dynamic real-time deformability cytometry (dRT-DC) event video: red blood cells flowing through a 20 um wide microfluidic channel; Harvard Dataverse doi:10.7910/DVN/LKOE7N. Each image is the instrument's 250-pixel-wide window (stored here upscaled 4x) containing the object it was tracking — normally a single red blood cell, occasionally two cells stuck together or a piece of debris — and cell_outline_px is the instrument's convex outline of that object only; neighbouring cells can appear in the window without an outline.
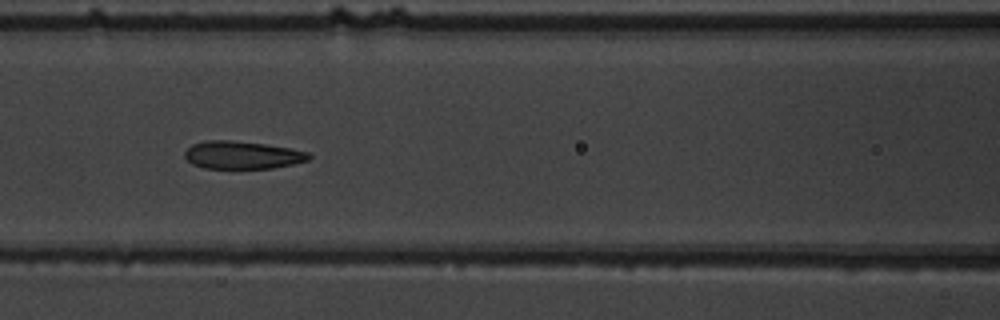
{"species": "common noctule bat (a hibernating species)", "species_latin": "Nyctalus noctula", "temperature_condition": "warm", "stored_images_in_passage": 13, "segment_of_instrument_passage": [1, 2], "camera_frame_rate_fps": 3000, "um_per_image_px": 0.085, "animal": {"sex": "male", "body_mass_g": 19.5, "forearm_length_mm": 54.6}, "frame": {"image": 1, "passage_image": 6, "time_ms": 6.667, "image_size_px": [1000, 320], "cell_outline_px": [[312, 156], [308, 160], [292, 164], [272, 168], [204, 168], [192, 164], [184, 156], [184, 152], [192, 144], [204, 140], [232, 140], [264, 144], [292, 148], [308, 152]], "centroid_in_image_um": [20.58, 13.17], "position_along_channel_um": 146.0, "area_um2": 20.11}}
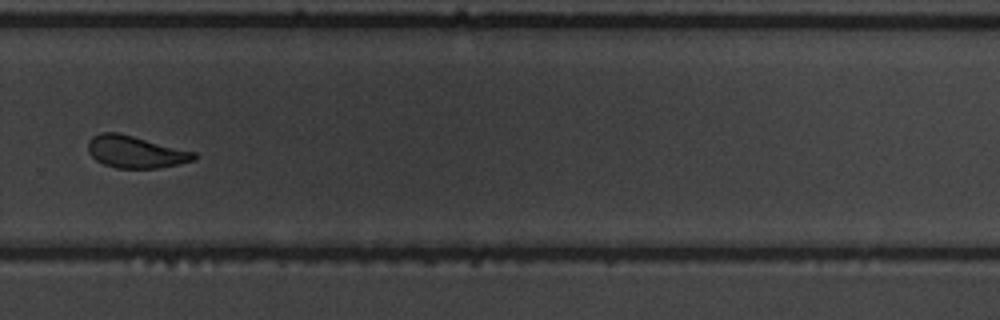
{"frame": {"image": 2, "passage_image": 10, "time_ms": 11.333, "image_size_px": [1000, 320], "cell_outline_px": [[196, 160], [156, 168], [116, 168], [104, 164], [96, 160], [88, 152], [88, 140], [92, 136], [100, 132], [120, 132], [196, 152]], "centroid_in_image_um": [11.5, 12.89], "position_along_channel_um": 318.3, "area_um2": 19.94}}
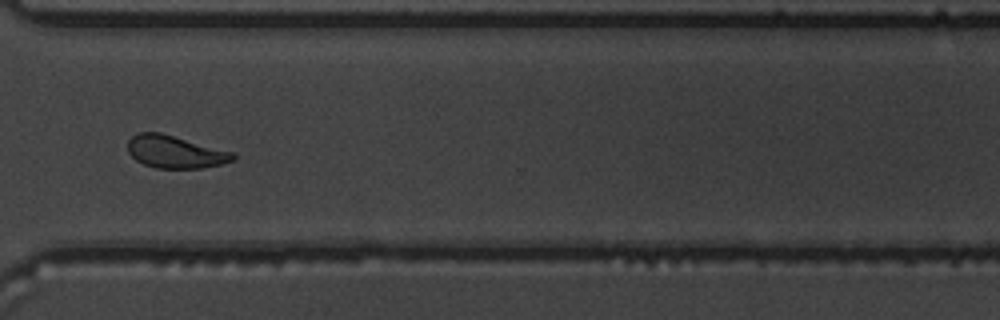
{"frame": {"image": 3, "passage_image": 11, "time_ms": 12.333, "image_size_px": [1000, 320], "cell_outline_px": [[236, 156], [232, 160], [220, 164], [200, 168], [156, 168], [144, 164], [136, 160], [128, 152], [128, 140], [136, 132], [160, 132], [232, 152]], "centroid_in_image_um": [14.83, 12.9], "position_along_channel_um": 355.8, "area_um2": 19.71}}